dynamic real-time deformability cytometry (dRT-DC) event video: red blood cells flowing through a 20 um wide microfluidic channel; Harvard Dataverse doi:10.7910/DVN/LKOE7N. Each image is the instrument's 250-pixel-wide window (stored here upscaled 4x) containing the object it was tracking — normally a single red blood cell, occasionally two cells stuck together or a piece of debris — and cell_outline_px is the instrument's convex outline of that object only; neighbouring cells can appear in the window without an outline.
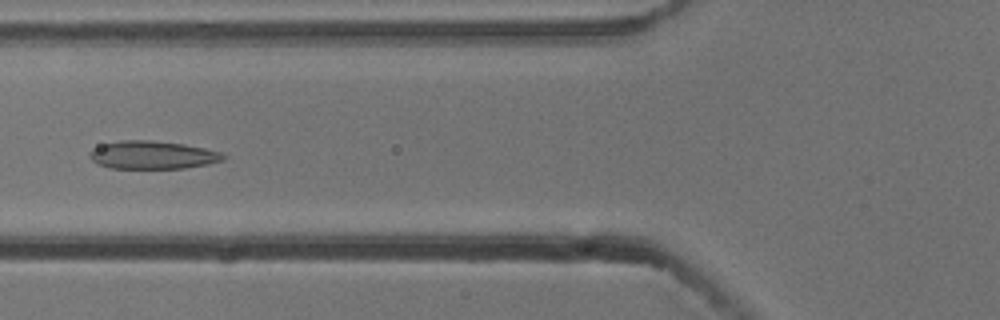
{"species": "common noctule bat (a hibernating species)", "species_latin": "Nyctalus noctula", "temperature_condition": "cold", "stored_images_in_passage": 7, "camera_frame_rate_fps": 3000, "um_per_image_px": 0.085, "animal": {"sex": "male", "body_mass_g": 13.3}, "frame": {"image": 1, "passage_image": 6, "time_ms": 1.667, "image_size_px": [1000, 320], "cell_outline_px": [[228, 156], [224, 160], [208, 164], [184, 168], [112, 168], [96, 164], [88, 156], [88, 152], [92, 148], [104, 144], [120, 140], [148, 140], [184, 144], [204, 148], [220, 152]], "centroid_in_image_um": [12.95, 13.17], "position_along_channel_um": 112.9, "area_um2": 21.91}}
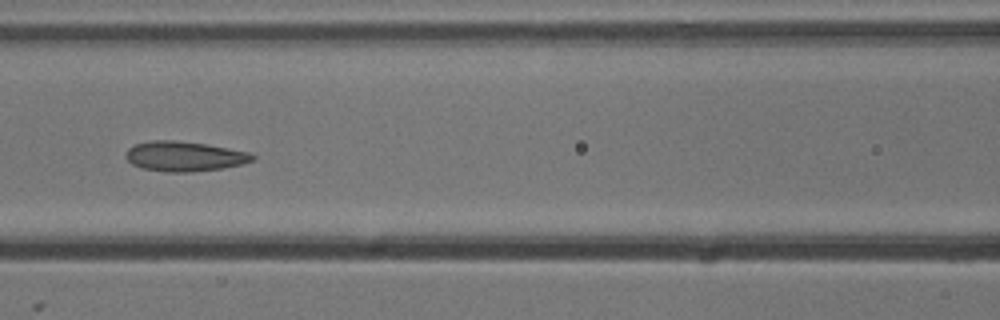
{"frame": {"image": 2, "passage_image": 7, "time_ms": 2.0, "image_size_px": [1000, 320], "cell_outline_px": [[256, 160], [244, 164], [220, 168], [192, 172], [164, 172], [140, 168], [132, 164], [124, 156], [128, 148], [136, 144], [156, 140], [172, 140], [204, 144], [248, 152], [256, 156]], "centroid_in_image_um": [15.67, 13.3], "position_along_channel_um": 150.9, "area_um2": 22.02}}